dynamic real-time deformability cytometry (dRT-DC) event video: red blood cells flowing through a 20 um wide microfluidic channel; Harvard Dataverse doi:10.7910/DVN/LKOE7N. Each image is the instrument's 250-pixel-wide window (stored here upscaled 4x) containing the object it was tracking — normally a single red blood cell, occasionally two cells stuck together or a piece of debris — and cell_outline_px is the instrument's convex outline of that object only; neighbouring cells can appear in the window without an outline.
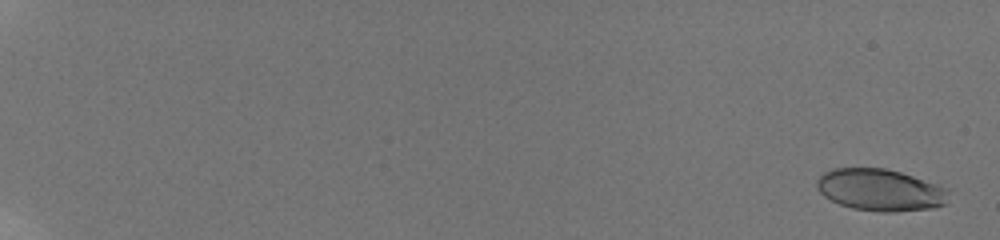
{"species": "human", "species_latin": "Homo sapiens", "temperature_condition": "room temperature", "stored_images_in_passage": 50, "camera_frame_rate_fps": 3000, "um_per_image_px": 0.085, "donor": {"sex": "male"}, "frame": {"image": 1, "passage_image": 3, "time_ms": 0.667, "image_size_px": [1000, 240], "cell_outline_px": [[948, 188], [944, 204], [936, 208], [892, 212], [880, 212], [852, 208], [840, 204], [824, 196], [820, 192], [816, 184], [816, 180], [824, 172], [832, 168], [884, 168], [900, 172]], "centroid_in_image_um": [74.8, 16.15], "position_along_channel_um": 10.2, "area_um2": 32.02}}
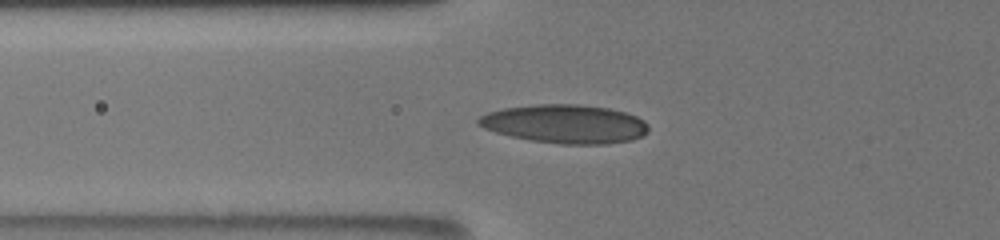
{"frame": {"image": 2, "passage_image": 15, "time_ms": 8.667, "image_size_px": [1000, 240], "cell_outline_px": [[648, 132], [632, 140], [604, 144], [560, 144], [532, 140], [512, 136], [496, 132], [484, 128], [476, 124], [476, 120], [480, 116], [488, 112], [504, 108], [536, 104], [580, 104], [608, 108], [624, 112], [636, 116], [644, 120], [648, 124]], "centroid_in_image_um": [48.03, 10.53], "position_along_channel_um": 77.8, "area_um2": 38.26}}
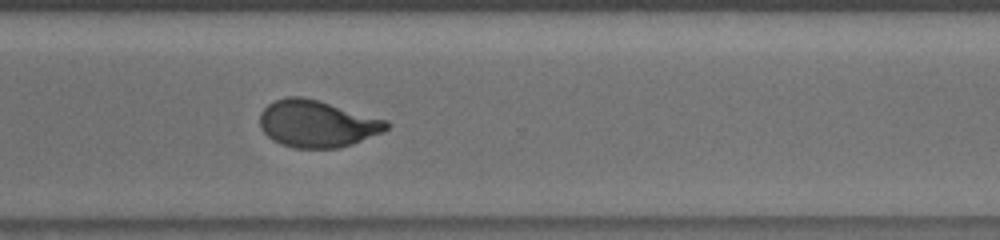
{"frame": {"image": 3, "passage_image": 36, "time_ms": 15.667, "image_size_px": [1000, 240], "cell_outline_px": [[392, 124], [388, 128], [380, 132], [352, 144], [340, 148], [296, 148], [280, 144], [272, 140], [260, 128], [260, 112], [268, 104], [276, 100], [288, 96], [304, 96], [388, 120]], "centroid_in_image_um": [26.93, 10.51], "position_along_channel_um": 343.7, "area_um2": 34.68}, "authors_computed_cell_mechanics": {"area_um2": 34.7667, "velocity_mm_per_s": 3.8397, "shape_relaxation_time_tau1_ms": 5.5746, "shape_relaxation_time_tau2_ms": 0.7937, "deformation_change_tau1": 0.1877, "deformation_change_tau2": 0.0586}}